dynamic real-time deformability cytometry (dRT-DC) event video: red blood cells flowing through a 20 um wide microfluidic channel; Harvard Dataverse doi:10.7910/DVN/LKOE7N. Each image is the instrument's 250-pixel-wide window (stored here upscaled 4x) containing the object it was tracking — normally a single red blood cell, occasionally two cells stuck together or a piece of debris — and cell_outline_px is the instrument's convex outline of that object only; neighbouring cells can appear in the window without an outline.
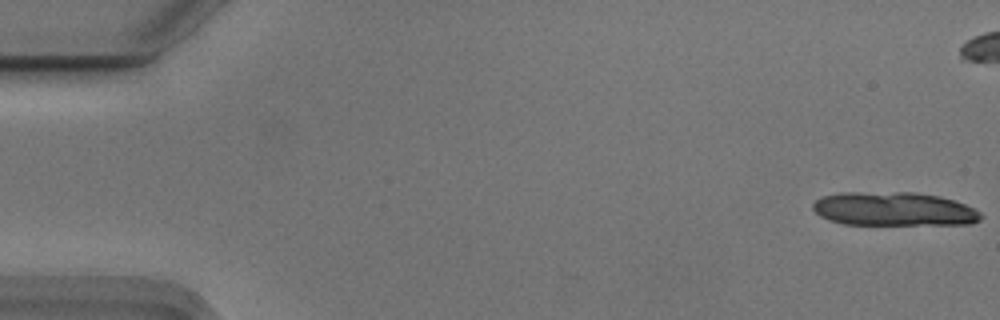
{"species": "Egyptian fruit bat (a non-hibernating species)", "species_latin": "Rousettus aegyptiacus", "temperature_condition": "cold", "stored_images_in_passage": 14, "camera_frame_rate_fps": 3000, "um_per_image_px": 0.085, "animal": {"sex": "male"}, "frame": {"image": 1, "passage_image": 1, "time_ms": 0.0, "image_size_px": [1000, 320], "cell_outline_px": [[984, 216], [980, 220], [972, 224], [844, 224], [828, 220], [820, 216], [812, 208], [812, 204], [816, 200], [824, 196], [844, 192], [912, 192], [940, 196], [964, 204], [980, 212]], "centroid_in_image_um": [75.98, 17.77], "position_along_channel_um": 9.0, "area_um2": 33.0}}